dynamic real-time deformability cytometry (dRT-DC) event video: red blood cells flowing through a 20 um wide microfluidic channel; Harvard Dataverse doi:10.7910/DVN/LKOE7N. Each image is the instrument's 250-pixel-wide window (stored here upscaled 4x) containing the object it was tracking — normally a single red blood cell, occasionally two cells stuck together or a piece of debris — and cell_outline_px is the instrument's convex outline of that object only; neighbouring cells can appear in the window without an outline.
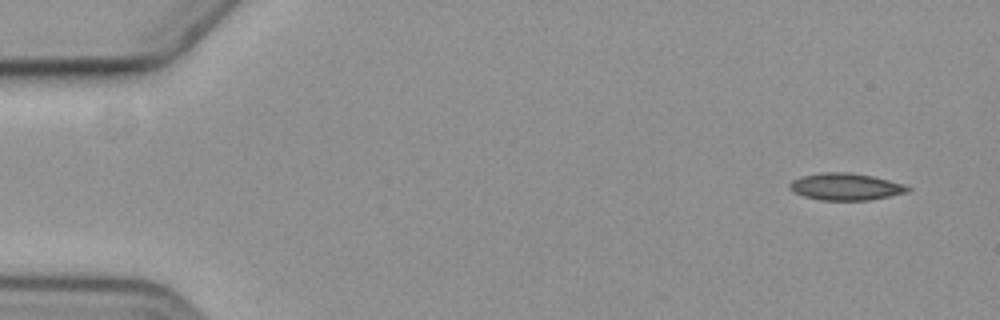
{"species": "common noctule bat (a hibernating species)", "species_latin": "Nyctalus noctula", "temperature_condition": "cold", "stored_images_in_passage": 4, "camera_frame_rate_fps": 3000, "um_per_image_px": 0.085, "animal": {"sex": "female", "body_mass_g": 19.3, "forearm_length_mm": 54.1}, "frame": {"image": 1, "passage_image": 1, "time_ms": 0.0, "image_size_px": [1000, 320], "cell_outline_px": [[912, 188], [908, 192], [868, 200], [820, 200], [804, 196], [788, 188], [788, 184], [792, 180], [800, 176], [820, 172], [848, 172], [872, 176], [904, 184]], "centroid_in_image_um": [71.85, 15.86], "position_along_channel_um": 13.1, "area_um2": 18.55}}